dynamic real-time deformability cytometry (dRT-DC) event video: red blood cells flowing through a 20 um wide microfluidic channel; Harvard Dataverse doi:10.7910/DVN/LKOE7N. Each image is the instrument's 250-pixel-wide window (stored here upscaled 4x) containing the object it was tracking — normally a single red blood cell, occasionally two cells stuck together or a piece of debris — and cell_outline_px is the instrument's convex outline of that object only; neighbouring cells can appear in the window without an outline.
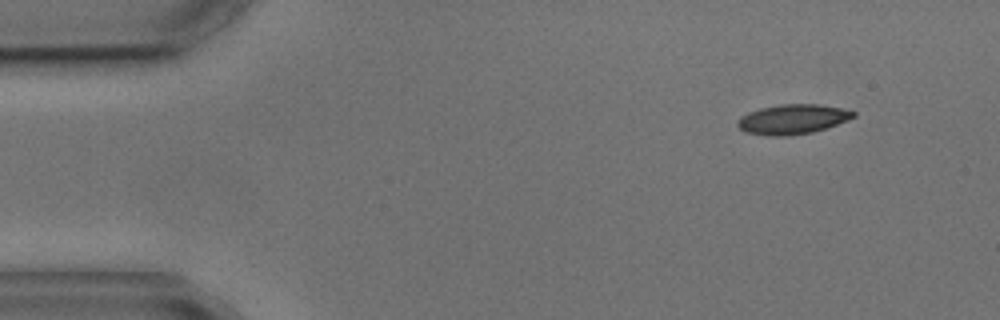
{"species": "common noctule bat (a hibernating species)", "species_latin": "Nyctalus noctula", "temperature_condition": "cold", "stored_images_in_passage": 5, "segment_of_instrument_passage": [2, 2], "camera_frame_rate_fps": 3000, "um_per_image_px": 0.085, "animal": {"sex": "male", "body_mass_g": 17.9, "forearm_length_mm": 54.2}, "frame": {"image": 1, "passage_image": 5, "time_ms": 5.0, "image_size_px": [1000, 320], "cell_outline_px": [[856, 116], [848, 120], [812, 132], [784, 136], [772, 136], [744, 132], [736, 124], [736, 120], [740, 116], [748, 112], [760, 108], [780, 104], [820, 104], [840, 108], [856, 112]], "centroid_in_image_um": [67.33, 10.13], "position_along_channel_um": 17.7, "area_um2": 20.06}}